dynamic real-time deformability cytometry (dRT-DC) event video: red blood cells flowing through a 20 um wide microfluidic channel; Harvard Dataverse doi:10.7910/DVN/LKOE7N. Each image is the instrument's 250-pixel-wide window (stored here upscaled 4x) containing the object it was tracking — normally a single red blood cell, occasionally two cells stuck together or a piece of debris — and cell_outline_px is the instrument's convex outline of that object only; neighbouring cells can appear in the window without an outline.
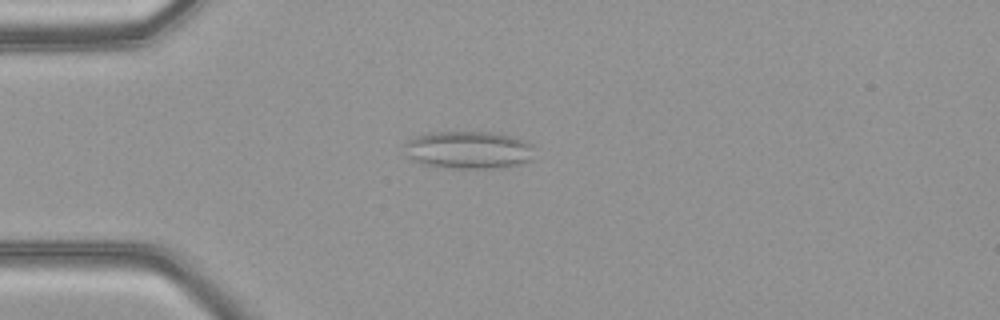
{"species": "common noctule bat (a hibernating species)", "species_latin": "Nyctalus noctula", "temperature_condition": "warm", "stored_images_in_passage": 46, "camera_frame_rate_fps": 3000, "um_per_image_px": 0.085, "animal": {"sex": "female", "body_mass_g": 21.9}, "frame": {"image": 1, "passage_image": 10, "time_ms": 3.0, "image_size_px": [1000, 320], "cell_outline_px": [[532, 160], [520, 164], [496, 168], [456, 168], [424, 164], [408, 156], [404, 144], [408, 140], [416, 136], [432, 132], [492, 132], [524, 140], [532, 144]], "centroid_in_image_um": [39.85, 12.74], "position_along_channel_um": 45.2, "area_um2": 28.15}}
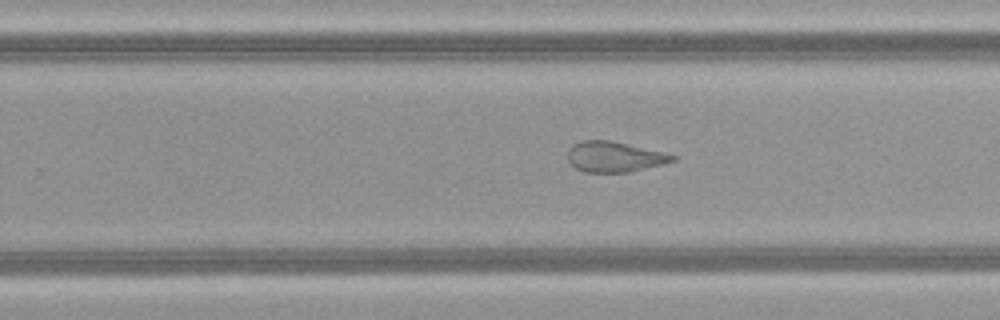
{"frame": {"image": 2, "passage_image": 28, "time_ms": 9.0, "image_size_px": [1000, 320], "cell_outline_px": [[676, 160], [628, 172], [584, 172], [576, 168], [568, 160], [568, 148], [572, 144], [580, 140], [612, 140], [664, 152], [676, 156]], "centroid_in_image_um": [52.18, 13.3], "position_along_channel_um": 277.6, "area_um2": 18.55}}
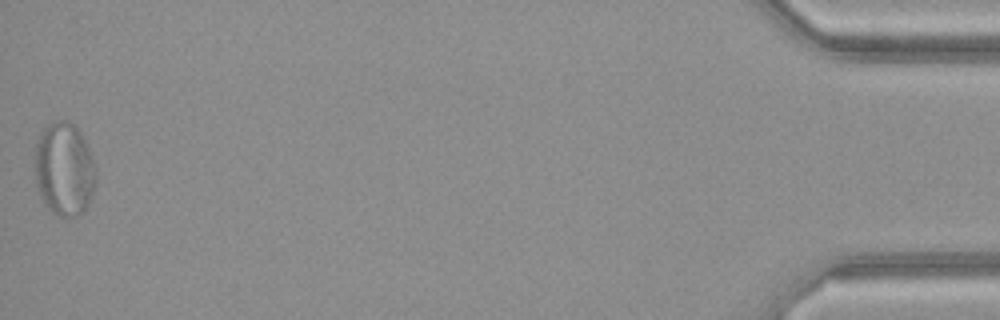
{"frame": {"image": 3, "passage_image": 46, "time_ms": 15.0, "image_size_px": [1000, 320], "cell_outline_px": [[96, 184], [88, 204], [80, 212], [72, 216], [60, 216], [52, 212], [44, 204], [40, 196], [36, 184], [36, 144], [40, 132], [52, 120], [68, 120], [80, 132], [88, 148], [96, 168]], "centroid_in_image_um": [5.46, 14.36], "position_along_channel_um": 429.7, "area_um2": 33.06}, "authors_computed_cell_mechanics": {"area_um2": 24.9118, "velocity_mm_per_s": 4.1983, "shape_relaxation_time_tau1_ms": null, "shape_relaxation_time_tau2_ms": 1.4053, "deformation_change_tau1": null, "deformation_change_tau2": 0.0872}}